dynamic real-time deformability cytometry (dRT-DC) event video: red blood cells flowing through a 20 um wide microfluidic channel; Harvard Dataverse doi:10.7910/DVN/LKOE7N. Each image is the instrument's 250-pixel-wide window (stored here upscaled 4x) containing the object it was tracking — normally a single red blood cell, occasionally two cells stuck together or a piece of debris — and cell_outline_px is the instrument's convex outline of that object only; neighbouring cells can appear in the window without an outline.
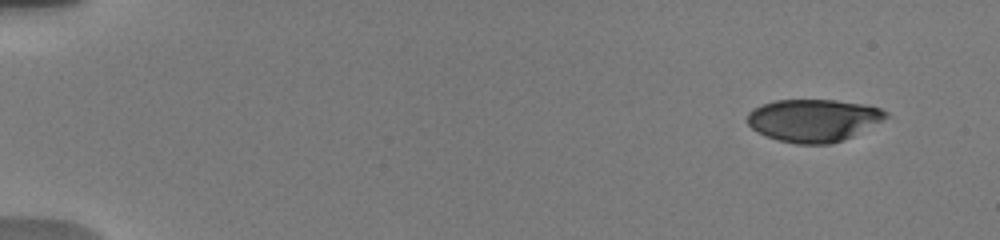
{"species": "human", "species_latin": "Homo sapiens", "temperature_condition": "warm", "stored_images_in_passage": 16, "camera_frame_rate_fps": 3000, "um_per_image_px": 0.085, "donor": {"sex": "male"}, "frame": {"image": 1, "passage_image": 2, "time_ms": 1.0, "image_size_px": [1000, 240], "cell_outline_px": [[888, 116], [852, 136], [832, 144], [796, 144], [776, 140], [752, 128], [748, 124], [748, 112], [764, 104], [776, 100], [836, 100], [864, 104], [880, 108], [888, 112]], "centroid_in_image_um": [69.14, 10.23], "position_along_channel_um": 15.9, "area_um2": 33.93}}
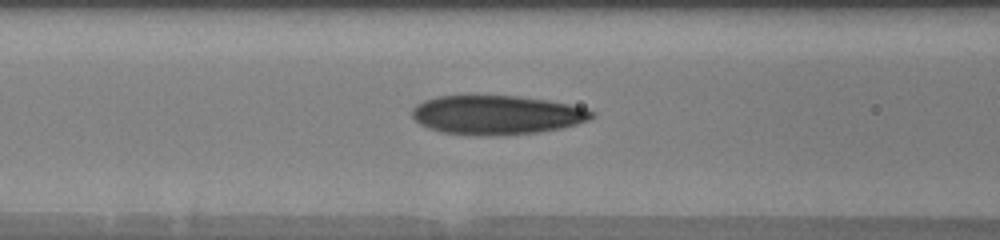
{"frame": {"image": 2, "passage_image": 14, "time_ms": 7.667, "image_size_px": [1000, 240], "cell_outline_px": [[596, 116], [588, 120], [576, 124], [560, 128], [536, 132], [492, 136], [440, 132], [428, 128], [420, 124], [412, 116], [412, 108], [416, 104], [424, 100], [436, 96], [516, 96], [548, 100], [568, 104], [584, 108], [596, 112]], "centroid_in_image_um": [42.21, 9.76], "position_along_channel_um": 124.4, "area_um2": 40.81}}
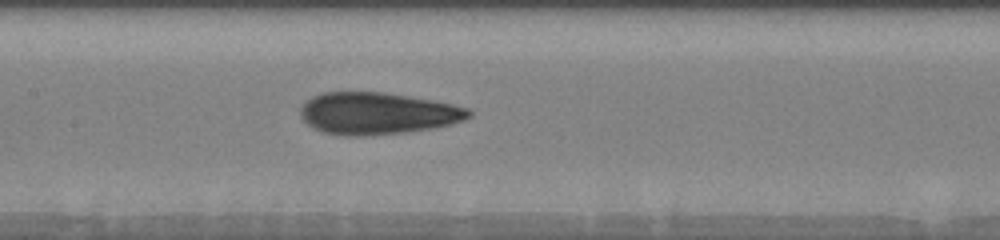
{"frame": {"image": 3, "passage_image": 16, "time_ms": 9.0, "image_size_px": [1000, 240], "cell_outline_px": [[472, 116], [464, 120], [432, 128], [404, 132], [364, 136], [344, 136], [324, 132], [312, 128], [300, 116], [300, 108], [312, 96], [324, 92], [384, 92], [432, 100], [452, 104], [468, 108], [472, 112]], "centroid_in_image_um": [32.06, 9.64], "position_along_channel_um": 175.3, "area_um2": 41.04}}